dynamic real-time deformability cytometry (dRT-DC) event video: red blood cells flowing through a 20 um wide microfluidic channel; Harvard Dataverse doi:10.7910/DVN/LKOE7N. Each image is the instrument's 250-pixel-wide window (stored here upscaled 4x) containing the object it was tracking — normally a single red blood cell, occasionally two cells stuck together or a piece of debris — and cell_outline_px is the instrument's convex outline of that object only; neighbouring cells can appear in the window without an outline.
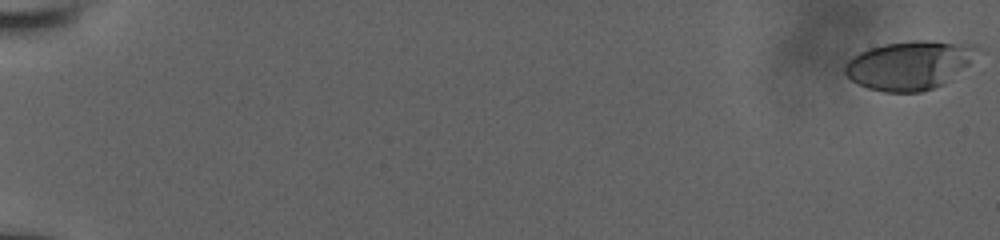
{"species": "human", "species_latin": "Homo sapiens", "temperature_condition": "room temperature", "stored_images_in_passage": 22, "camera_frame_rate_fps": 3000, "um_per_image_px": 0.085, "donor": {"sex": "male"}, "frame": {"image": 1, "passage_image": 1, "time_ms": 0.0, "image_size_px": [1000, 240], "cell_outline_px": [[980, 48], [968, 64], [944, 84], [920, 92], [884, 92], [868, 88], [852, 80], [844, 72], [844, 68], [848, 60], [852, 56], [860, 52], [884, 44], [916, 40], [932, 40], [976, 44]], "centroid_in_image_um": [77.31, 5.52], "position_along_channel_um": 7.7, "area_um2": 37.4}}
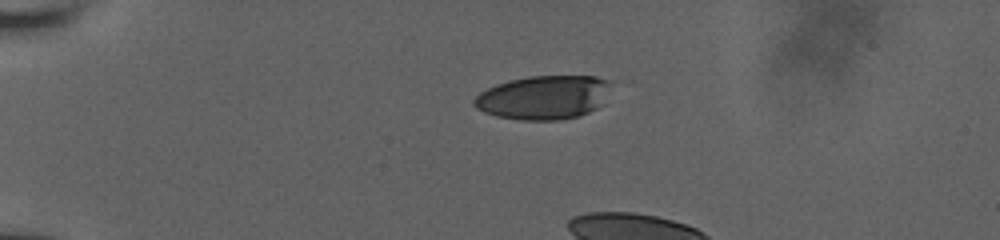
{"frame": {"image": 2, "passage_image": 16, "time_ms": 5.0, "image_size_px": [1000, 240], "cell_outline_px": [[616, 80], [604, 104], [580, 116], [560, 120], [520, 120], [496, 116], [484, 112], [476, 108], [472, 104], [472, 100], [480, 92], [496, 84], [508, 80], [528, 76], [596, 76]], "centroid_in_image_um": [46.29, 8.27], "position_along_channel_um": 38.7, "area_um2": 35.84}}